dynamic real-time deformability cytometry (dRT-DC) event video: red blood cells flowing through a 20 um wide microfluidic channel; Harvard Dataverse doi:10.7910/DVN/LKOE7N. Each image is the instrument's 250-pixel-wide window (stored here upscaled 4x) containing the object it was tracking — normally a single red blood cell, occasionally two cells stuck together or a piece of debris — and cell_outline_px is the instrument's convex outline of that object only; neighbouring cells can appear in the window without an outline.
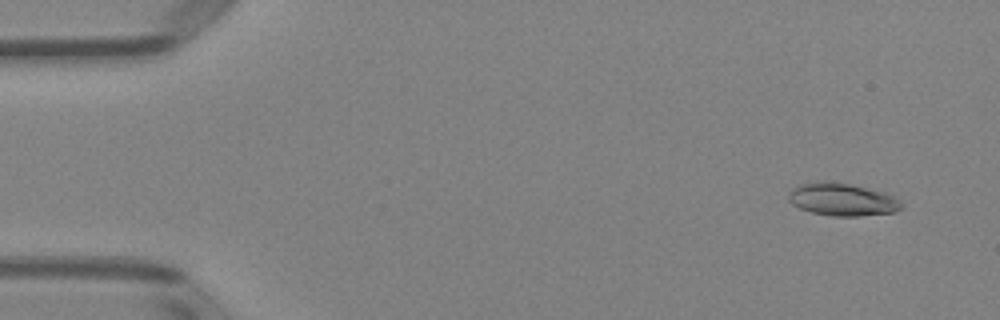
{"species": "Egyptian fruit bat (a non-hibernating species)", "species_latin": "Rousettus aegyptiacus", "temperature_condition": "room temperature", "stored_images_in_passage": 52, "segment_of_instrument_passage": [1, 2], "camera_frame_rate_fps": 3000, "um_per_image_px": 0.085, "animal": {"sex": "female"}, "frame": {"image": 1, "passage_image": 4, "time_ms": 1.0, "image_size_px": [1000, 320], "cell_outline_px": [[904, 208], [896, 212], [860, 216], [832, 216], [812, 212], [800, 208], [792, 204], [788, 200], [788, 192], [792, 188], [800, 184], [816, 180], [824, 180], [848, 184], [884, 192], [900, 200], [904, 204]], "centroid_in_image_um": [71.59, 16.95], "position_along_channel_um": 13.4, "area_um2": 21.73}}
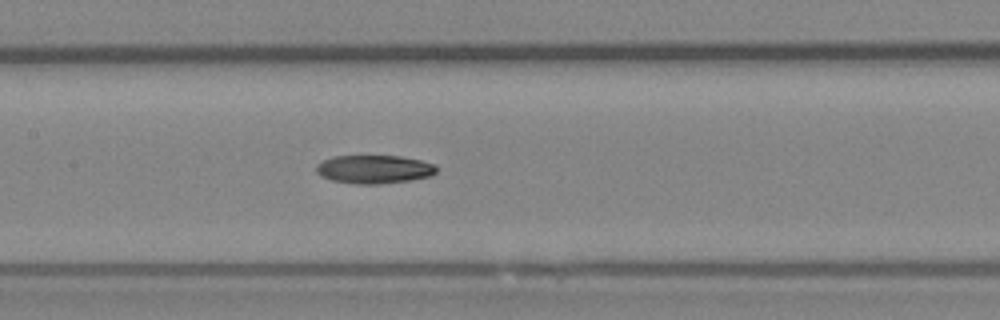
{"frame": {"image": 2, "passage_image": 25, "time_ms": 8.0, "image_size_px": [1000, 320], "cell_outline_px": [[436, 172], [432, 176], [412, 180], [380, 184], [356, 184], [332, 180], [320, 176], [316, 172], [316, 164], [332, 156], [400, 156], [420, 160], [436, 164]], "centroid_in_image_um": [31.81, 14.39], "position_along_channel_um": 175.6, "area_um2": 20.06}}
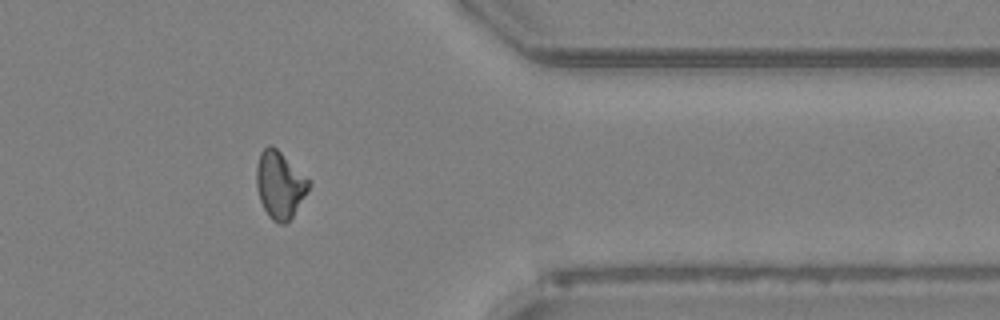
{"frame": {"image": 3, "passage_image": 42, "time_ms": 13.667, "image_size_px": [1000, 320], "cell_outline_px": [[312, 184], [292, 216], [284, 224], [280, 224], [272, 220], [268, 216], [260, 200], [256, 184], [256, 164], [260, 152], [268, 144], [272, 144], [312, 180]], "centroid_in_image_um": [23.79, 15.67], "position_along_channel_um": 387.6, "area_um2": 20.69}}